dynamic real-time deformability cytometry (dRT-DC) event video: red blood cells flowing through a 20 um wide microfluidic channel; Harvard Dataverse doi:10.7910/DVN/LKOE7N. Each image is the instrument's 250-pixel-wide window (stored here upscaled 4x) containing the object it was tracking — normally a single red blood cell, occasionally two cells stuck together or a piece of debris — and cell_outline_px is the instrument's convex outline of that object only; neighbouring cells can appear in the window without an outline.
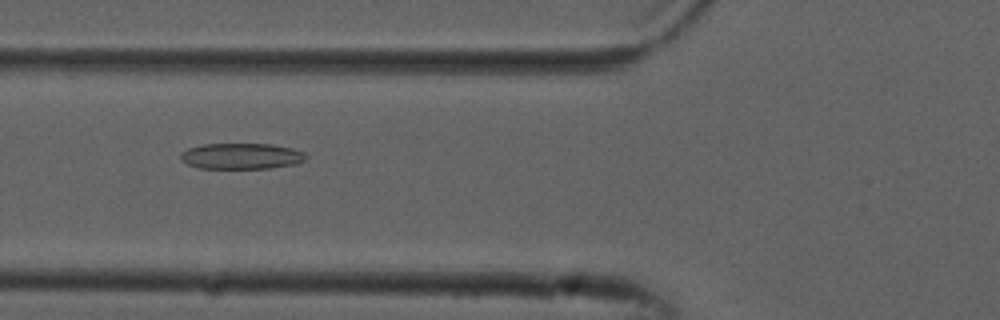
{"species": "common noctule bat (a hibernating species)", "species_latin": "Nyctalus noctula", "temperature_condition": "cold", "stored_images_in_passage": 53, "camera_frame_rate_fps": 3000, "um_per_image_px": 0.085, "animal": {"sex": "male", "forearm_length_mm": 52.5}, "frame": {"image": 1, "passage_image": 20, "time_ms": 6.333, "image_size_px": [1000, 320], "cell_outline_px": [[308, 156], [304, 160], [296, 164], [272, 168], [200, 168], [188, 164], [180, 160], [180, 152], [188, 148], [200, 144], [272, 144], [292, 148], [304, 152]], "centroid_in_image_um": [20.51, 13.26], "position_along_channel_um": 105.3, "area_um2": 19.07}}
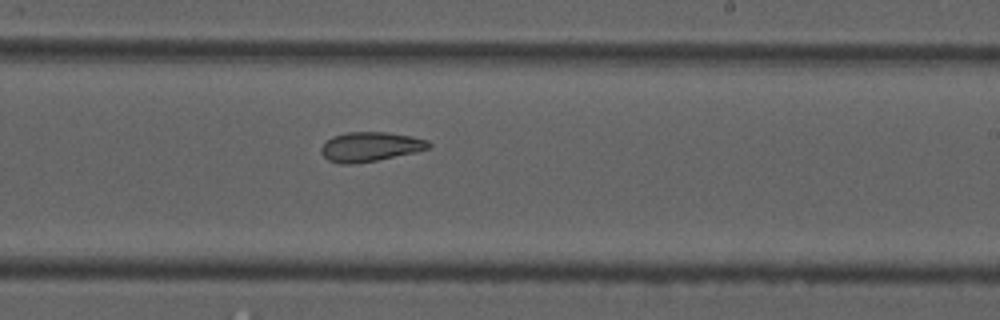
{"frame": {"image": 2, "passage_image": 32, "time_ms": 10.333, "image_size_px": [1000, 320], "cell_outline_px": [[432, 148], [416, 152], [376, 160], [352, 164], [340, 164], [328, 160], [320, 152], [320, 148], [332, 136], [348, 132], [388, 132], [412, 136], [428, 140], [432, 144]], "centroid_in_image_um": [31.5, 12.47], "position_along_channel_um": 257.5, "area_um2": 18.55}}
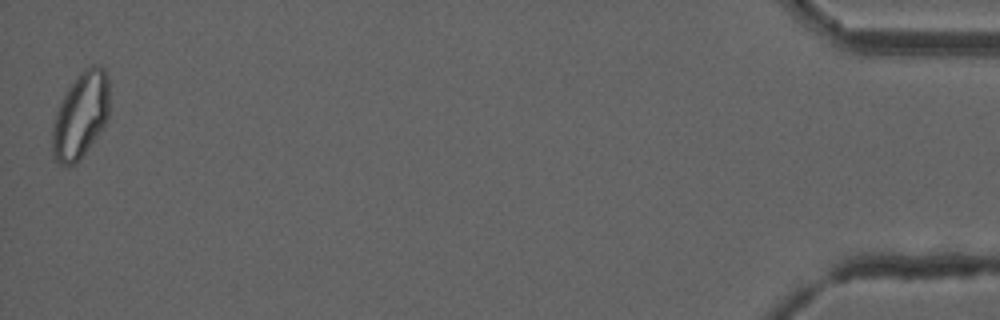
{"frame": {"image": 3, "passage_image": 53, "time_ms": 17.333, "image_size_px": [1000, 320], "cell_outline_px": [[108, 120], [76, 164], [68, 168], [52, 160], [52, 128], [56, 112], [68, 88], [80, 72], [84, 68], [92, 64], [100, 64], [104, 68], [108, 76]], "centroid_in_image_um": [6.84, 9.82], "position_along_channel_um": 428.4, "area_um2": 28.78}, "authors_computed_cell_mechanics": {"area_um2": 21.964, "velocity_mm_per_s": 3.8062, "shape_relaxation_time_tau1_ms": null, "shape_relaxation_time_tau2_ms": 2.5051, "deformation_change_tau1": null, "deformation_change_tau2": 0.0935}}